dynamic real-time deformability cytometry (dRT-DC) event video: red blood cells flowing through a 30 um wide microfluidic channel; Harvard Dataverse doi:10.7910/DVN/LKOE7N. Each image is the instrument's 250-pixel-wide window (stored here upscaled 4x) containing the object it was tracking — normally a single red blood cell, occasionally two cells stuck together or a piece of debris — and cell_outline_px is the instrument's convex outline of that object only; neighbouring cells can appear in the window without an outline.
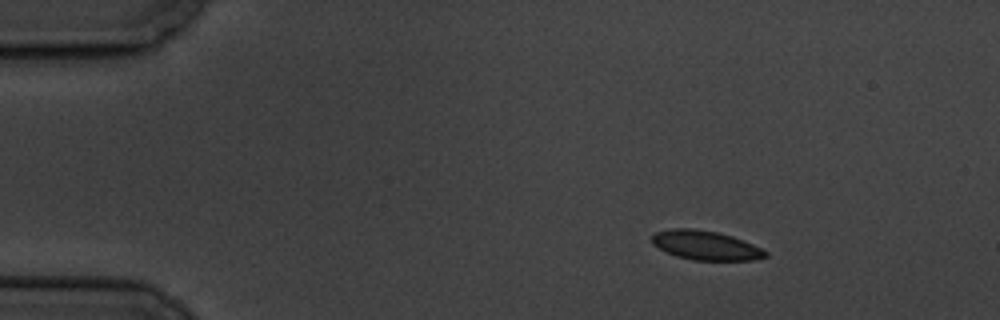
{"species": "common noctule bat (a hibernating species)", "species_latin": "Nyctalus noctula", "temperature_condition": "cold", "stored_images_in_passage": 6, "camera_frame_rate_fps": 3000, "um_per_image_px": 0.085, "animal": {"sex": "male", "body_mass_g": 19.5, "forearm_length_mm": 54.6}, "frame": {"image": 1, "passage_image": 1, "time_ms": 0.0, "image_size_px": [1000, 320], "cell_outline_px": [[768, 256], [756, 260], [692, 260], [676, 256], [652, 244], [652, 236], [656, 232], [668, 228], [692, 228], [716, 232], [732, 236], [752, 244], [768, 252]], "centroid_in_image_um": [59.98, 20.85], "position_along_channel_um": 25.0, "area_um2": 19.25}}
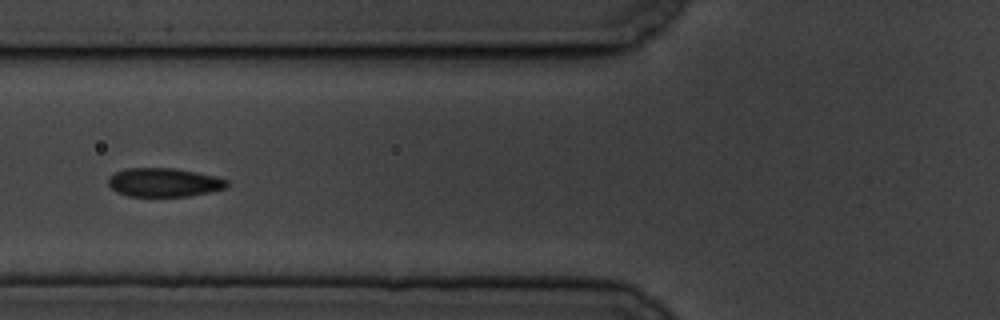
{"frame": {"image": 2, "passage_image": 4, "time_ms": 4.667, "image_size_px": [1000, 320], "cell_outline_px": [[228, 184], [224, 188], [208, 192], [188, 196], [128, 196], [116, 192], [108, 184], [108, 176], [124, 168], [176, 168], [216, 176], [228, 180]], "centroid_in_image_um": [13.9, 15.49], "position_along_channel_um": 111.9, "area_um2": 19.88}}
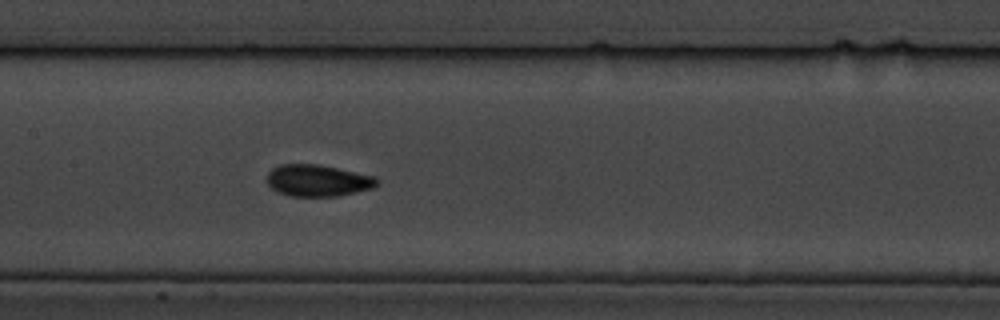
{"frame": {"image": 3, "passage_image": 6, "time_ms": 6.667, "image_size_px": [1000, 320], "cell_outline_px": [[380, 184], [372, 188], [340, 196], [288, 196], [276, 192], [268, 184], [268, 172], [272, 168], [280, 164], [320, 164], [376, 176], [380, 180]], "centroid_in_image_um": [27.04, 15.34], "position_along_channel_um": 180.4, "area_um2": 20.63}}